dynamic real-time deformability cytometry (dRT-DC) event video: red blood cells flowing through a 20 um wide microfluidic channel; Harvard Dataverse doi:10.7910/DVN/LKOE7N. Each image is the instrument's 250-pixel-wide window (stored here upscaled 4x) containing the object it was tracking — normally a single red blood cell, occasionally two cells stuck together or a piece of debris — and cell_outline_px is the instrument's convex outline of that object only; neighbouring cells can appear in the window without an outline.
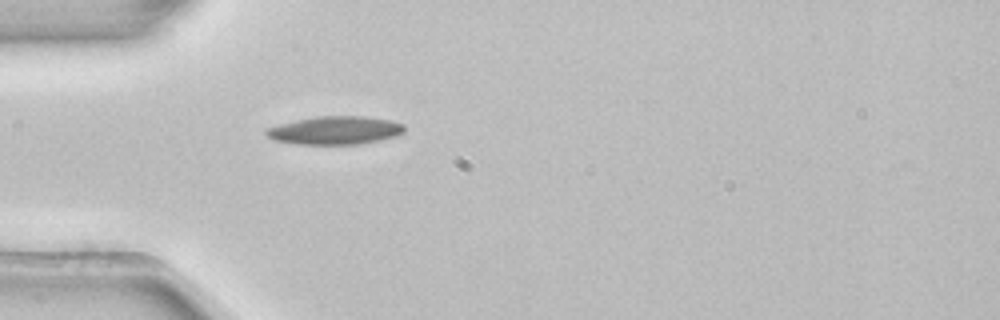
{"species": "common noctule bat (a hibernating species)", "species_latin": "Nyctalus noctula", "temperature_condition": "room temperature", "stored_images_in_passage": 1, "camera_frame_rate_fps": 3000, "um_per_image_px": 0.085, "animal": {"sex": "female", "body_mass_g": 22.7, "forearm_length_mm": 54.2}, "frame": {"image": 1, "passage_image": 1, "time_ms": 0.0, "image_size_px": [1000, 320], "cell_outline_px": [[404, 132], [396, 136], [380, 140], [360, 144], [296, 144], [272, 140], [264, 132], [268, 128], [280, 124], [296, 120], [316, 116], [364, 116], [392, 120], [404, 124]], "centroid_in_image_um": [28.5, 11.08], "position_along_channel_um": 56.5, "area_um2": 22.77}}